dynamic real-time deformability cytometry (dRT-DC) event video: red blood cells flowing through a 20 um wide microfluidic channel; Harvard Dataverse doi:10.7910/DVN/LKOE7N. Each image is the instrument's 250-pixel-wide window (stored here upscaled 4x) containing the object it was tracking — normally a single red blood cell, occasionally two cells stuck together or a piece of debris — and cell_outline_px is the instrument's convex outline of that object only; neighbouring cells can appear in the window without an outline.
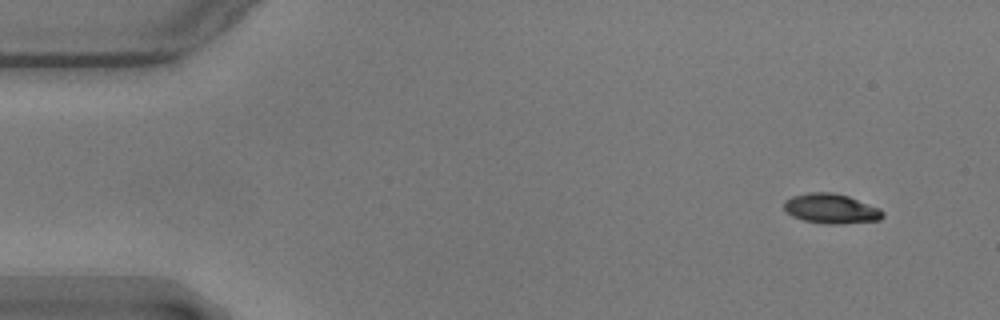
{"species": "common noctule bat (a hibernating species)", "species_latin": "Nyctalus noctula", "temperature_condition": "warm", "stored_images_in_passage": 10, "camera_frame_rate_fps": 3000, "um_per_image_px": 0.085, "animal": {"sex": "male", "body_mass_g": 17.9}, "frame": {"image": 1, "passage_image": 1, "time_ms": 0.0, "image_size_px": [1000, 320], "cell_outline_px": [[884, 216], [880, 220], [840, 224], [828, 224], [804, 220], [792, 216], [784, 208], [784, 200], [792, 196], [808, 192], [832, 192], [848, 196], [880, 208], [884, 212]], "centroid_in_image_um": [70.65, 17.73], "position_along_channel_um": 14.3, "area_um2": 17.17}}